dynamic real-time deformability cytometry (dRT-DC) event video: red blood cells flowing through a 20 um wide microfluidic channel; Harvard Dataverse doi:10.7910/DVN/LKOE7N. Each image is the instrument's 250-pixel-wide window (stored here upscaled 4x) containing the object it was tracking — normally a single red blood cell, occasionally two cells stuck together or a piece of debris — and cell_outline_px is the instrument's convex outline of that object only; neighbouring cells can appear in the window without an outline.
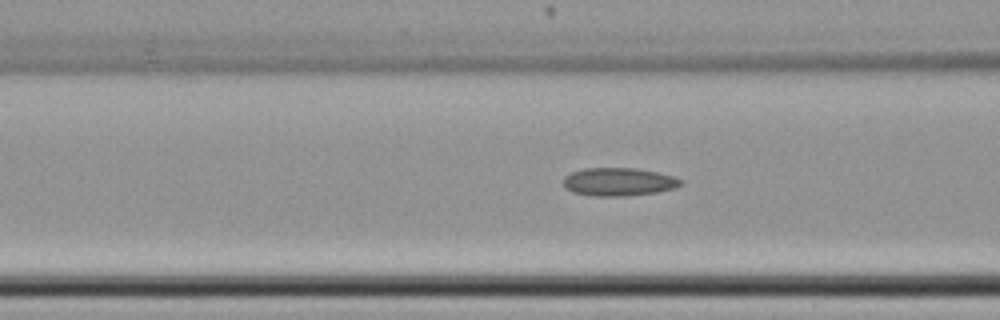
{"species": "common noctule bat (a hibernating species)", "species_latin": "Nyctalus noctula", "temperature_condition": "cold", "stored_images_in_passage": 38, "camera_frame_rate_fps": 3000, "um_per_image_px": 0.085, "animal": {"sex": "female", "body_mass_g": 22.7, "forearm_length_mm": 54.2}, "frame": {"image": 1, "passage_image": 17, "time_ms": 5.333, "image_size_px": [1000, 320], "cell_outline_px": [[684, 184], [676, 188], [656, 192], [628, 196], [592, 196], [572, 192], [564, 184], [564, 176], [572, 172], [584, 168], [636, 168], [676, 176], [684, 180]], "centroid_in_image_um": [52.65, 15.45], "position_along_channel_um": 113.9, "area_um2": 19.42}}
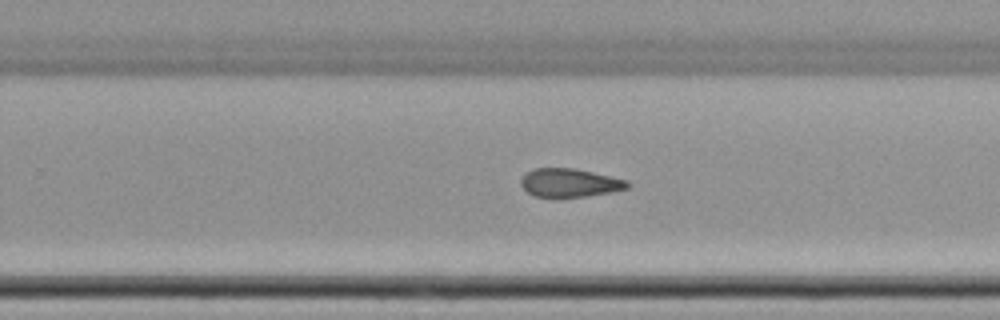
{"frame": {"image": 2, "passage_image": 30, "time_ms": 9.667, "image_size_px": [1000, 320], "cell_outline_px": [[632, 184], [628, 188], [612, 192], [556, 200], [532, 196], [520, 184], [520, 180], [532, 168], [576, 168], [628, 180]], "centroid_in_image_um": [48.41, 15.57], "position_along_channel_um": 281.4, "area_um2": 18.32}}
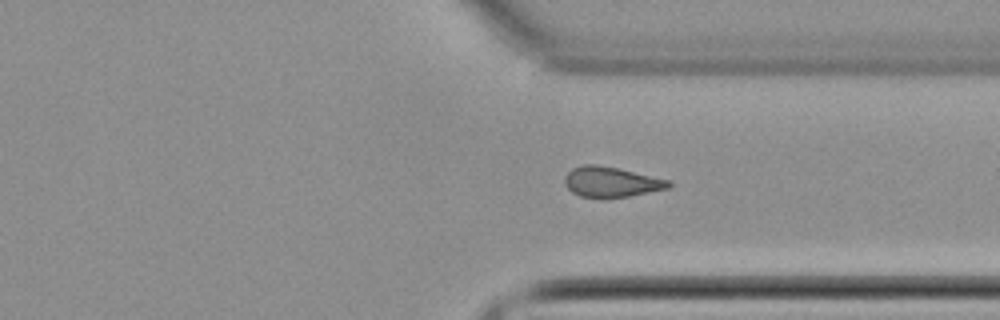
{"frame": {"image": 3, "passage_image": 36, "time_ms": 11.667, "image_size_px": [1000, 320], "cell_outline_px": [[672, 184], [668, 188], [628, 196], [580, 196], [572, 192], [564, 184], [564, 176], [572, 168], [584, 164], [600, 164], [672, 180]], "centroid_in_image_um": [51.95, 15.42], "position_along_channel_um": 359.4, "area_um2": 18.15}}